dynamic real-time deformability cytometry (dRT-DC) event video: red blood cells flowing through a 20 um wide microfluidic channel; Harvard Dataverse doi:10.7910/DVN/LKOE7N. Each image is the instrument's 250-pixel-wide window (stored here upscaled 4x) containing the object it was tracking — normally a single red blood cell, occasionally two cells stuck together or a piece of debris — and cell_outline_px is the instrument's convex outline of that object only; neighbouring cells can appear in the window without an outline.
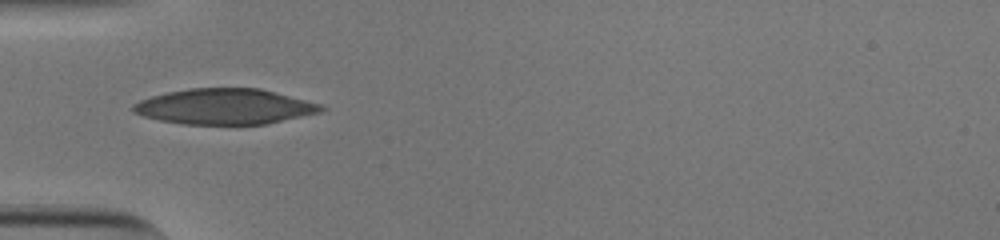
{"species": "human", "species_latin": "Homo sapiens", "temperature_condition": "cold", "stored_images_in_passage": 5, "camera_frame_rate_fps": 3000, "um_per_image_px": 0.085, "donor": {"sex": "male"}, "frame": {"image": 1, "passage_image": 1, "time_ms": 0.0, "image_size_px": [1000, 240], "cell_outline_px": [[324, 108], [320, 112], [268, 124], [180, 124], [160, 120], [144, 116], [132, 112], [132, 104], [140, 100], [152, 96], [168, 92], [188, 88], [260, 88], [276, 92], [320, 104]], "centroid_in_image_um": [19.07, 9.06], "position_along_channel_um": 65.9, "area_um2": 38.84}}
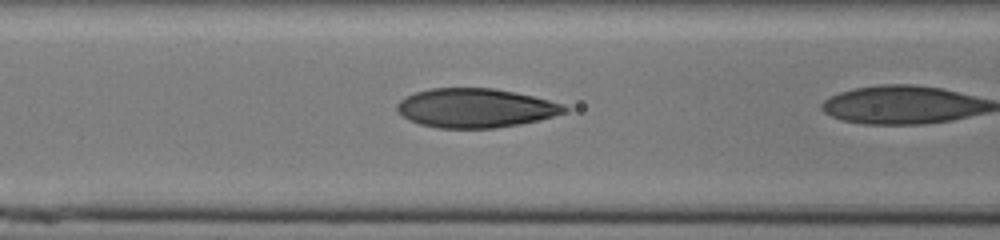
{"frame": {"image": 2, "passage_image": 3, "time_ms": 0.667, "image_size_px": [1000, 240], "cell_outline_px": [[568, 112], [540, 120], [520, 124], [496, 128], [436, 128], [420, 124], [408, 120], [396, 112], [396, 104], [400, 100], [416, 92], [428, 88], [492, 88], [516, 92], [564, 104], [568, 108]], "centroid_in_image_um": [40.41, 9.19], "position_along_channel_um": 126.2, "area_um2": 38.44}}